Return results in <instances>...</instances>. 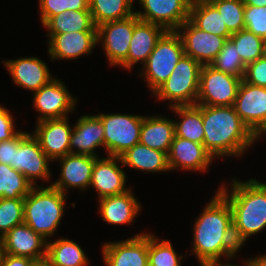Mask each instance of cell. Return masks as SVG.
<instances>
[{
    "label": "cell",
    "mask_w": 266,
    "mask_h": 266,
    "mask_svg": "<svg viewBox=\"0 0 266 266\" xmlns=\"http://www.w3.org/2000/svg\"><path fill=\"white\" fill-rule=\"evenodd\" d=\"M166 30L156 24L139 21L134 26L127 58L119 65L124 69H132L135 63L145 64L154 50L157 41Z\"/></svg>",
    "instance_id": "cell-24"
},
{
    "label": "cell",
    "mask_w": 266,
    "mask_h": 266,
    "mask_svg": "<svg viewBox=\"0 0 266 266\" xmlns=\"http://www.w3.org/2000/svg\"><path fill=\"white\" fill-rule=\"evenodd\" d=\"M175 137L174 120L164 116H144L139 143L168 154Z\"/></svg>",
    "instance_id": "cell-26"
},
{
    "label": "cell",
    "mask_w": 266,
    "mask_h": 266,
    "mask_svg": "<svg viewBox=\"0 0 266 266\" xmlns=\"http://www.w3.org/2000/svg\"><path fill=\"white\" fill-rule=\"evenodd\" d=\"M242 78L202 65L196 105L233 106Z\"/></svg>",
    "instance_id": "cell-8"
},
{
    "label": "cell",
    "mask_w": 266,
    "mask_h": 266,
    "mask_svg": "<svg viewBox=\"0 0 266 266\" xmlns=\"http://www.w3.org/2000/svg\"><path fill=\"white\" fill-rule=\"evenodd\" d=\"M28 132L19 131L10 140L0 142V163L7 164L12 167L14 163V148L28 135Z\"/></svg>",
    "instance_id": "cell-42"
},
{
    "label": "cell",
    "mask_w": 266,
    "mask_h": 266,
    "mask_svg": "<svg viewBox=\"0 0 266 266\" xmlns=\"http://www.w3.org/2000/svg\"><path fill=\"white\" fill-rule=\"evenodd\" d=\"M167 156L170 171L184 169L207 172L214 160L203 144L178 136L174 137Z\"/></svg>",
    "instance_id": "cell-20"
},
{
    "label": "cell",
    "mask_w": 266,
    "mask_h": 266,
    "mask_svg": "<svg viewBox=\"0 0 266 266\" xmlns=\"http://www.w3.org/2000/svg\"><path fill=\"white\" fill-rule=\"evenodd\" d=\"M183 254L178 256L170 240H160L148 233V265L149 266H181Z\"/></svg>",
    "instance_id": "cell-34"
},
{
    "label": "cell",
    "mask_w": 266,
    "mask_h": 266,
    "mask_svg": "<svg viewBox=\"0 0 266 266\" xmlns=\"http://www.w3.org/2000/svg\"><path fill=\"white\" fill-rule=\"evenodd\" d=\"M233 106L244 124L258 139L261 138L266 132V87L242 79Z\"/></svg>",
    "instance_id": "cell-9"
},
{
    "label": "cell",
    "mask_w": 266,
    "mask_h": 266,
    "mask_svg": "<svg viewBox=\"0 0 266 266\" xmlns=\"http://www.w3.org/2000/svg\"><path fill=\"white\" fill-rule=\"evenodd\" d=\"M200 266H236V265H233L230 263L224 264V262L222 263L221 259H219V260H212V261H209L207 263L200 264ZM243 266H248V259L244 260Z\"/></svg>",
    "instance_id": "cell-46"
},
{
    "label": "cell",
    "mask_w": 266,
    "mask_h": 266,
    "mask_svg": "<svg viewBox=\"0 0 266 266\" xmlns=\"http://www.w3.org/2000/svg\"><path fill=\"white\" fill-rule=\"evenodd\" d=\"M99 146L104 148L102 121L97 115L83 114L72 129L70 153L98 157L95 149Z\"/></svg>",
    "instance_id": "cell-23"
},
{
    "label": "cell",
    "mask_w": 266,
    "mask_h": 266,
    "mask_svg": "<svg viewBox=\"0 0 266 266\" xmlns=\"http://www.w3.org/2000/svg\"><path fill=\"white\" fill-rule=\"evenodd\" d=\"M221 185L218 191L227 199L232 211L233 234L242 248L250 236L266 228V183L257 179H233L231 191Z\"/></svg>",
    "instance_id": "cell-3"
},
{
    "label": "cell",
    "mask_w": 266,
    "mask_h": 266,
    "mask_svg": "<svg viewBox=\"0 0 266 266\" xmlns=\"http://www.w3.org/2000/svg\"><path fill=\"white\" fill-rule=\"evenodd\" d=\"M32 259L21 256H13L0 251V266H28Z\"/></svg>",
    "instance_id": "cell-44"
},
{
    "label": "cell",
    "mask_w": 266,
    "mask_h": 266,
    "mask_svg": "<svg viewBox=\"0 0 266 266\" xmlns=\"http://www.w3.org/2000/svg\"><path fill=\"white\" fill-rule=\"evenodd\" d=\"M183 55L180 35L176 31H166L157 41L140 73L152 93L169 78Z\"/></svg>",
    "instance_id": "cell-6"
},
{
    "label": "cell",
    "mask_w": 266,
    "mask_h": 266,
    "mask_svg": "<svg viewBox=\"0 0 266 266\" xmlns=\"http://www.w3.org/2000/svg\"><path fill=\"white\" fill-rule=\"evenodd\" d=\"M33 185L11 166L0 163V198H25Z\"/></svg>",
    "instance_id": "cell-33"
},
{
    "label": "cell",
    "mask_w": 266,
    "mask_h": 266,
    "mask_svg": "<svg viewBox=\"0 0 266 266\" xmlns=\"http://www.w3.org/2000/svg\"><path fill=\"white\" fill-rule=\"evenodd\" d=\"M248 266H266V254L254 258H248Z\"/></svg>",
    "instance_id": "cell-45"
},
{
    "label": "cell",
    "mask_w": 266,
    "mask_h": 266,
    "mask_svg": "<svg viewBox=\"0 0 266 266\" xmlns=\"http://www.w3.org/2000/svg\"><path fill=\"white\" fill-rule=\"evenodd\" d=\"M176 32L181 37L184 54L201 65H209L227 40L225 37L200 30L189 19Z\"/></svg>",
    "instance_id": "cell-14"
},
{
    "label": "cell",
    "mask_w": 266,
    "mask_h": 266,
    "mask_svg": "<svg viewBox=\"0 0 266 266\" xmlns=\"http://www.w3.org/2000/svg\"><path fill=\"white\" fill-rule=\"evenodd\" d=\"M48 36L50 60L77 59L91 54L97 43V31L67 32Z\"/></svg>",
    "instance_id": "cell-21"
},
{
    "label": "cell",
    "mask_w": 266,
    "mask_h": 266,
    "mask_svg": "<svg viewBox=\"0 0 266 266\" xmlns=\"http://www.w3.org/2000/svg\"><path fill=\"white\" fill-rule=\"evenodd\" d=\"M49 162L51 160L41 149L39 141L30 133L14 148L12 168L23 174L33 186H39L37 179L50 180Z\"/></svg>",
    "instance_id": "cell-13"
},
{
    "label": "cell",
    "mask_w": 266,
    "mask_h": 266,
    "mask_svg": "<svg viewBox=\"0 0 266 266\" xmlns=\"http://www.w3.org/2000/svg\"><path fill=\"white\" fill-rule=\"evenodd\" d=\"M28 266H49V261L47 257L32 260Z\"/></svg>",
    "instance_id": "cell-47"
},
{
    "label": "cell",
    "mask_w": 266,
    "mask_h": 266,
    "mask_svg": "<svg viewBox=\"0 0 266 266\" xmlns=\"http://www.w3.org/2000/svg\"><path fill=\"white\" fill-rule=\"evenodd\" d=\"M24 198H0V239L13 227L24 222Z\"/></svg>",
    "instance_id": "cell-38"
},
{
    "label": "cell",
    "mask_w": 266,
    "mask_h": 266,
    "mask_svg": "<svg viewBox=\"0 0 266 266\" xmlns=\"http://www.w3.org/2000/svg\"><path fill=\"white\" fill-rule=\"evenodd\" d=\"M32 135L39 141L41 149L51 161L70 153L72 127L68 117L46 119L36 123Z\"/></svg>",
    "instance_id": "cell-16"
},
{
    "label": "cell",
    "mask_w": 266,
    "mask_h": 266,
    "mask_svg": "<svg viewBox=\"0 0 266 266\" xmlns=\"http://www.w3.org/2000/svg\"><path fill=\"white\" fill-rule=\"evenodd\" d=\"M170 109L181 118L177 122L174 120L175 136L203 144L202 105L175 106Z\"/></svg>",
    "instance_id": "cell-30"
},
{
    "label": "cell",
    "mask_w": 266,
    "mask_h": 266,
    "mask_svg": "<svg viewBox=\"0 0 266 266\" xmlns=\"http://www.w3.org/2000/svg\"><path fill=\"white\" fill-rule=\"evenodd\" d=\"M66 196L51 185L33 186L24 198V223L48 241L65 215Z\"/></svg>",
    "instance_id": "cell-4"
},
{
    "label": "cell",
    "mask_w": 266,
    "mask_h": 266,
    "mask_svg": "<svg viewBox=\"0 0 266 266\" xmlns=\"http://www.w3.org/2000/svg\"><path fill=\"white\" fill-rule=\"evenodd\" d=\"M135 0H88L89 10L95 26L123 20L135 14Z\"/></svg>",
    "instance_id": "cell-32"
},
{
    "label": "cell",
    "mask_w": 266,
    "mask_h": 266,
    "mask_svg": "<svg viewBox=\"0 0 266 266\" xmlns=\"http://www.w3.org/2000/svg\"><path fill=\"white\" fill-rule=\"evenodd\" d=\"M101 250L106 266H148V233L105 242Z\"/></svg>",
    "instance_id": "cell-15"
},
{
    "label": "cell",
    "mask_w": 266,
    "mask_h": 266,
    "mask_svg": "<svg viewBox=\"0 0 266 266\" xmlns=\"http://www.w3.org/2000/svg\"><path fill=\"white\" fill-rule=\"evenodd\" d=\"M189 20L202 31L227 39L232 35L218 10L208 0H192Z\"/></svg>",
    "instance_id": "cell-28"
},
{
    "label": "cell",
    "mask_w": 266,
    "mask_h": 266,
    "mask_svg": "<svg viewBox=\"0 0 266 266\" xmlns=\"http://www.w3.org/2000/svg\"><path fill=\"white\" fill-rule=\"evenodd\" d=\"M39 11L42 25L52 16L63 13L66 10H89L88 0H39Z\"/></svg>",
    "instance_id": "cell-39"
},
{
    "label": "cell",
    "mask_w": 266,
    "mask_h": 266,
    "mask_svg": "<svg viewBox=\"0 0 266 266\" xmlns=\"http://www.w3.org/2000/svg\"><path fill=\"white\" fill-rule=\"evenodd\" d=\"M98 201L102 220L111 225L132 224L141 209L132 189L119 195L103 197Z\"/></svg>",
    "instance_id": "cell-25"
},
{
    "label": "cell",
    "mask_w": 266,
    "mask_h": 266,
    "mask_svg": "<svg viewBox=\"0 0 266 266\" xmlns=\"http://www.w3.org/2000/svg\"><path fill=\"white\" fill-rule=\"evenodd\" d=\"M193 225L194 252L199 264L222 257L235 258L241 247L233 234L232 211L227 199L217 191Z\"/></svg>",
    "instance_id": "cell-1"
},
{
    "label": "cell",
    "mask_w": 266,
    "mask_h": 266,
    "mask_svg": "<svg viewBox=\"0 0 266 266\" xmlns=\"http://www.w3.org/2000/svg\"><path fill=\"white\" fill-rule=\"evenodd\" d=\"M220 13L231 33L245 29L243 0H208Z\"/></svg>",
    "instance_id": "cell-37"
},
{
    "label": "cell",
    "mask_w": 266,
    "mask_h": 266,
    "mask_svg": "<svg viewBox=\"0 0 266 266\" xmlns=\"http://www.w3.org/2000/svg\"><path fill=\"white\" fill-rule=\"evenodd\" d=\"M3 64L12 76L14 84L33 93L55 78L52 77L47 64L38 57L3 60Z\"/></svg>",
    "instance_id": "cell-22"
},
{
    "label": "cell",
    "mask_w": 266,
    "mask_h": 266,
    "mask_svg": "<svg viewBox=\"0 0 266 266\" xmlns=\"http://www.w3.org/2000/svg\"><path fill=\"white\" fill-rule=\"evenodd\" d=\"M119 157L122 162L121 166L148 173L170 171L166 152L154 150L141 143L135 144Z\"/></svg>",
    "instance_id": "cell-27"
},
{
    "label": "cell",
    "mask_w": 266,
    "mask_h": 266,
    "mask_svg": "<svg viewBox=\"0 0 266 266\" xmlns=\"http://www.w3.org/2000/svg\"><path fill=\"white\" fill-rule=\"evenodd\" d=\"M33 94V106L37 113H40L37 122L66 118L69 113L75 111L77 99L70 94L60 79H52Z\"/></svg>",
    "instance_id": "cell-11"
},
{
    "label": "cell",
    "mask_w": 266,
    "mask_h": 266,
    "mask_svg": "<svg viewBox=\"0 0 266 266\" xmlns=\"http://www.w3.org/2000/svg\"><path fill=\"white\" fill-rule=\"evenodd\" d=\"M245 29L262 39H266V6L245 5Z\"/></svg>",
    "instance_id": "cell-40"
},
{
    "label": "cell",
    "mask_w": 266,
    "mask_h": 266,
    "mask_svg": "<svg viewBox=\"0 0 266 266\" xmlns=\"http://www.w3.org/2000/svg\"><path fill=\"white\" fill-rule=\"evenodd\" d=\"M201 67L199 62L184 54L169 78L152 94L158 100H169L170 108L196 105Z\"/></svg>",
    "instance_id": "cell-5"
},
{
    "label": "cell",
    "mask_w": 266,
    "mask_h": 266,
    "mask_svg": "<svg viewBox=\"0 0 266 266\" xmlns=\"http://www.w3.org/2000/svg\"><path fill=\"white\" fill-rule=\"evenodd\" d=\"M209 65L218 71L228 73L242 79L246 69V65L241 60L236 46L230 38L226 40L221 51Z\"/></svg>",
    "instance_id": "cell-35"
},
{
    "label": "cell",
    "mask_w": 266,
    "mask_h": 266,
    "mask_svg": "<svg viewBox=\"0 0 266 266\" xmlns=\"http://www.w3.org/2000/svg\"><path fill=\"white\" fill-rule=\"evenodd\" d=\"M245 5H253V6H266V0H243Z\"/></svg>",
    "instance_id": "cell-48"
},
{
    "label": "cell",
    "mask_w": 266,
    "mask_h": 266,
    "mask_svg": "<svg viewBox=\"0 0 266 266\" xmlns=\"http://www.w3.org/2000/svg\"><path fill=\"white\" fill-rule=\"evenodd\" d=\"M104 127V148L109 156L122 155L139 143L144 116L130 114H96Z\"/></svg>",
    "instance_id": "cell-7"
},
{
    "label": "cell",
    "mask_w": 266,
    "mask_h": 266,
    "mask_svg": "<svg viewBox=\"0 0 266 266\" xmlns=\"http://www.w3.org/2000/svg\"><path fill=\"white\" fill-rule=\"evenodd\" d=\"M107 156L97 157L92 170L90 186L97 191V199L119 195L130 189L126 187V173L119 166L122 164L120 157Z\"/></svg>",
    "instance_id": "cell-18"
},
{
    "label": "cell",
    "mask_w": 266,
    "mask_h": 266,
    "mask_svg": "<svg viewBox=\"0 0 266 266\" xmlns=\"http://www.w3.org/2000/svg\"><path fill=\"white\" fill-rule=\"evenodd\" d=\"M140 19L134 14L97 26V43L101 42L110 66H119L128 56L134 26Z\"/></svg>",
    "instance_id": "cell-10"
},
{
    "label": "cell",
    "mask_w": 266,
    "mask_h": 266,
    "mask_svg": "<svg viewBox=\"0 0 266 266\" xmlns=\"http://www.w3.org/2000/svg\"><path fill=\"white\" fill-rule=\"evenodd\" d=\"M1 252L32 260L47 256V240L32 230L26 223L8 231L1 239Z\"/></svg>",
    "instance_id": "cell-17"
},
{
    "label": "cell",
    "mask_w": 266,
    "mask_h": 266,
    "mask_svg": "<svg viewBox=\"0 0 266 266\" xmlns=\"http://www.w3.org/2000/svg\"><path fill=\"white\" fill-rule=\"evenodd\" d=\"M141 11L135 15L144 22L163 27L166 31H176L189 19L192 0H137Z\"/></svg>",
    "instance_id": "cell-12"
},
{
    "label": "cell",
    "mask_w": 266,
    "mask_h": 266,
    "mask_svg": "<svg viewBox=\"0 0 266 266\" xmlns=\"http://www.w3.org/2000/svg\"><path fill=\"white\" fill-rule=\"evenodd\" d=\"M262 58L266 59V39H264V42H263Z\"/></svg>",
    "instance_id": "cell-49"
},
{
    "label": "cell",
    "mask_w": 266,
    "mask_h": 266,
    "mask_svg": "<svg viewBox=\"0 0 266 266\" xmlns=\"http://www.w3.org/2000/svg\"><path fill=\"white\" fill-rule=\"evenodd\" d=\"M230 39L234 42L237 52L245 65L262 57L264 39L246 29L232 33Z\"/></svg>",
    "instance_id": "cell-36"
},
{
    "label": "cell",
    "mask_w": 266,
    "mask_h": 266,
    "mask_svg": "<svg viewBox=\"0 0 266 266\" xmlns=\"http://www.w3.org/2000/svg\"><path fill=\"white\" fill-rule=\"evenodd\" d=\"M43 26L49 31L46 35L97 31L90 10H66L63 13L52 16Z\"/></svg>",
    "instance_id": "cell-29"
},
{
    "label": "cell",
    "mask_w": 266,
    "mask_h": 266,
    "mask_svg": "<svg viewBox=\"0 0 266 266\" xmlns=\"http://www.w3.org/2000/svg\"><path fill=\"white\" fill-rule=\"evenodd\" d=\"M205 149L217 157L244 154L258 138L244 124L234 106L202 105Z\"/></svg>",
    "instance_id": "cell-2"
},
{
    "label": "cell",
    "mask_w": 266,
    "mask_h": 266,
    "mask_svg": "<svg viewBox=\"0 0 266 266\" xmlns=\"http://www.w3.org/2000/svg\"><path fill=\"white\" fill-rule=\"evenodd\" d=\"M50 241V242H49ZM47 241V259L49 266H86L88 258L77 242L67 238Z\"/></svg>",
    "instance_id": "cell-31"
},
{
    "label": "cell",
    "mask_w": 266,
    "mask_h": 266,
    "mask_svg": "<svg viewBox=\"0 0 266 266\" xmlns=\"http://www.w3.org/2000/svg\"><path fill=\"white\" fill-rule=\"evenodd\" d=\"M14 126L15 122L12 114L0 105V142L10 140L20 131L16 130Z\"/></svg>",
    "instance_id": "cell-43"
},
{
    "label": "cell",
    "mask_w": 266,
    "mask_h": 266,
    "mask_svg": "<svg viewBox=\"0 0 266 266\" xmlns=\"http://www.w3.org/2000/svg\"><path fill=\"white\" fill-rule=\"evenodd\" d=\"M243 80L255 86L266 87V59L261 57L247 64Z\"/></svg>",
    "instance_id": "cell-41"
},
{
    "label": "cell",
    "mask_w": 266,
    "mask_h": 266,
    "mask_svg": "<svg viewBox=\"0 0 266 266\" xmlns=\"http://www.w3.org/2000/svg\"><path fill=\"white\" fill-rule=\"evenodd\" d=\"M96 158L95 156L69 153L57 159V161L60 160L61 166L60 178L50 185L64 194L68 191L67 189L71 188L85 191L87 187H90Z\"/></svg>",
    "instance_id": "cell-19"
}]
</instances>
